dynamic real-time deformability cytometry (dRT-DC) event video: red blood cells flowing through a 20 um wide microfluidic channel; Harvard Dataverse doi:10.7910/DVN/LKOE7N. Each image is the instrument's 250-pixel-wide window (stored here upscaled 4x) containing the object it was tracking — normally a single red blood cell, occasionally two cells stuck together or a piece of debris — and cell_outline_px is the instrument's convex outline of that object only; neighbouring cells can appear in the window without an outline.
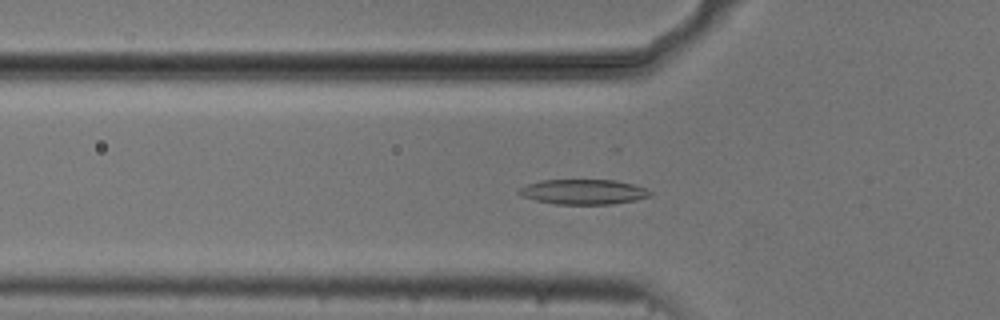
{"species": "common noctule bat (a hibernating species)", "species_latin": "Nyctalus noctula", "temperature_condition": "cold", "stored_images_in_passage": 53, "camera_frame_rate_fps": 3000, "um_per_image_px": 0.085, "animal": {"sex": "male", "body_mass_g": 20.5, "forearm_length_mm": 52.5}, "frame": {"image": 1, "passage_image": 17, "time_ms": 5.333, "image_size_px": [1000, 320], "cell_outline_px": [[652, 196], [636, 200], [612, 204], [556, 204], [536, 200], [524, 196], [516, 192], [520, 188], [528, 184], [540, 180], [616, 180], [648, 188], [652, 192]], "centroid_in_image_um": [49.64, 16.3], "position_along_channel_um": 76.2, "area_um2": 19.13}}
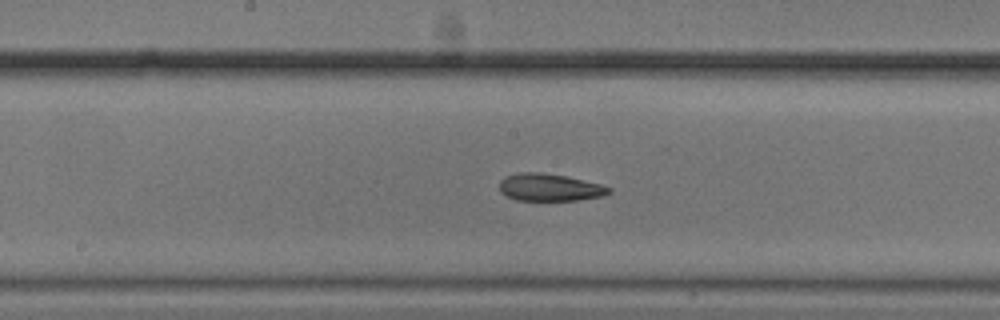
{"frame": {"image": 2, "passage_image": 27, "time_ms": 8.667, "image_size_px": [1000, 320], "cell_outline_px": [[612, 192], [604, 196], [576, 200], [516, 200], [500, 192], [500, 180], [504, 176], [520, 172], [540, 172], [564, 176], [600, 184], [612, 188]], "centroid_in_image_um": [46.71, 15.93], "position_along_channel_um": 201.5, "area_um2": 17.4}}
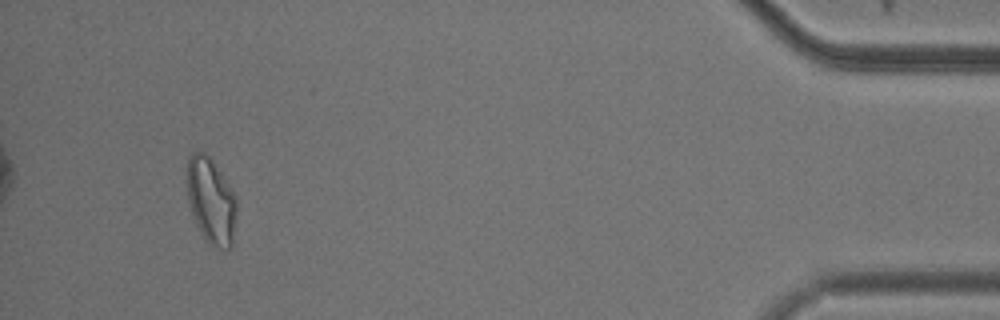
{"frame": {"image": 3, "passage_image": 50, "time_ms": 16.333, "image_size_px": [1000, 320], "cell_outline_px": [[236, 212], [232, 248], [220, 248], [208, 244], [196, 224], [188, 200], [188, 156], [192, 152], [204, 152], [212, 160], [236, 196]], "centroid_in_image_um": [17.95, 17.09], "position_along_channel_um": 417.2, "area_um2": 24.51}, "authors_computed_cell_mechanics": {"area_um2": 19.1896, "velocity_mm_per_s": 3.7229, "shape_relaxation_time_tau1_ms": null, "shape_relaxation_time_tau2_ms": 3.9658, "deformation_change_tau1": null, "deformation_change_tau2": 0.1125}}